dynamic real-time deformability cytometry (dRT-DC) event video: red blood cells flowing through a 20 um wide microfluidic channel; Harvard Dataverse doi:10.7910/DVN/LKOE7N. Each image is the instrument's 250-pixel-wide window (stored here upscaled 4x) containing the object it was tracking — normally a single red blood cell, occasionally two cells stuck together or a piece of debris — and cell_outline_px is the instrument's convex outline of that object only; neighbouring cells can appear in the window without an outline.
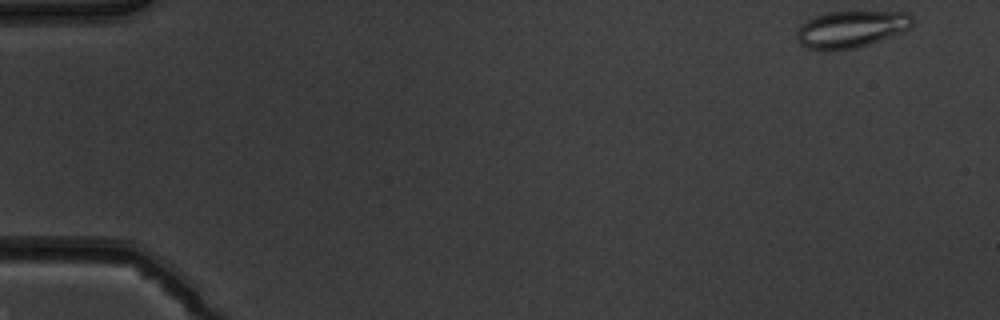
{"species": "common noctule bat (a hibernating species)", "species_latin": "Nyctalus noctula", "temperature_condition": "warm", "stored_images_in_passage": 50, "camera_frame_rate_fps": 3000, "um_per_image_px": 0.085, "animal": {"sex": "male", "body_mass_g": 19.5, "forearm_length_mm": 54.6}, "frame": {"image": 1, "passage_image": 1, "time_ms": 0.0, "image_size_px": [1000, 320], "cell_outline_px": [[912, 24], [908, 28], [900, 32], [880, 40], [868, 44], [852, 48], [820, 52], [808, 48], [796, 36], [796, 32], [800, 24], [812, 16], [828, 12], [908, 12], [912, 16]], "centroid_in_image_um": [72.28, 2.47], "position_along_channel_um": 12.7, "area_um2": 24.68}}
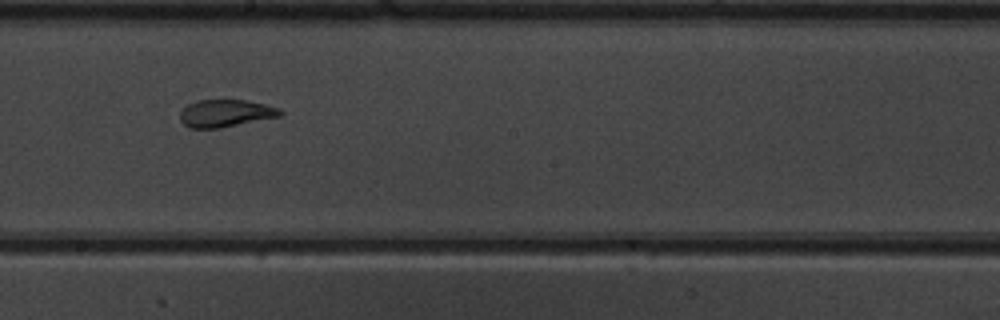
{"frame": {"image": 2, "passage_image": 28, "time_ms": 9.0, "image_size_px": [1000, 320], "cell_outline_px": [[284, 112], [280, 116], [220, 128], [188, 128], [180, 120], [180, 112], [188, 104], [200, 100], [244, 100], [268, 104], [280, 108]], "centroid_in_image_um": [19.2, 9.63], "position_along_channel_um": 229.0, "area_um2": 16.01}}
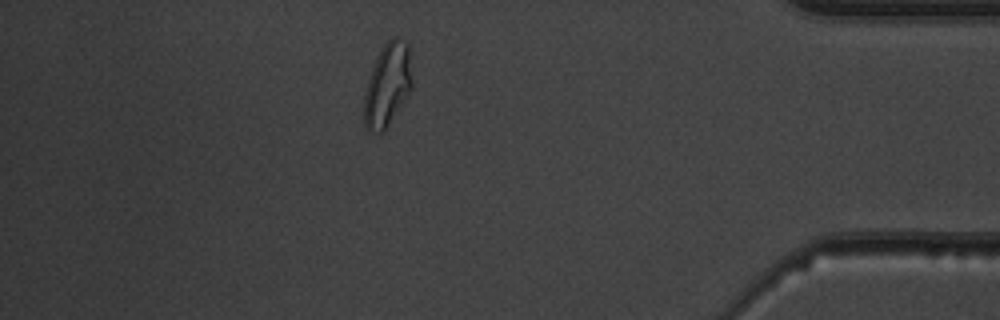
{"frame": {"image": 3, "passage_image": 44, "time_ms": 14.333, "image_size_px": [1000, 320], "cell_outline_px": [[412, 88], [384, 132], [380, 132], [368, 128], [364, 124], [364, 92], [376, 56], [380, 48], [392, 36], [396, 36], [408, 40], [412, 84]], "centroid_in_image_um": [32.95, 7.14], "position_along_channel_um": 402.3, "area_um2": 23.29}, "authors_computed_cell_mechanics": {"area_um2": 20.4612, "velocity_mm_per_s": 3.9182, "shape_relaxation_time_tau1_ms": null, "shape_relaxation_time_tau2_ms": 1.1536, "deformation_change_tau1": null, "deformation_change_tau2": 0.0804}}